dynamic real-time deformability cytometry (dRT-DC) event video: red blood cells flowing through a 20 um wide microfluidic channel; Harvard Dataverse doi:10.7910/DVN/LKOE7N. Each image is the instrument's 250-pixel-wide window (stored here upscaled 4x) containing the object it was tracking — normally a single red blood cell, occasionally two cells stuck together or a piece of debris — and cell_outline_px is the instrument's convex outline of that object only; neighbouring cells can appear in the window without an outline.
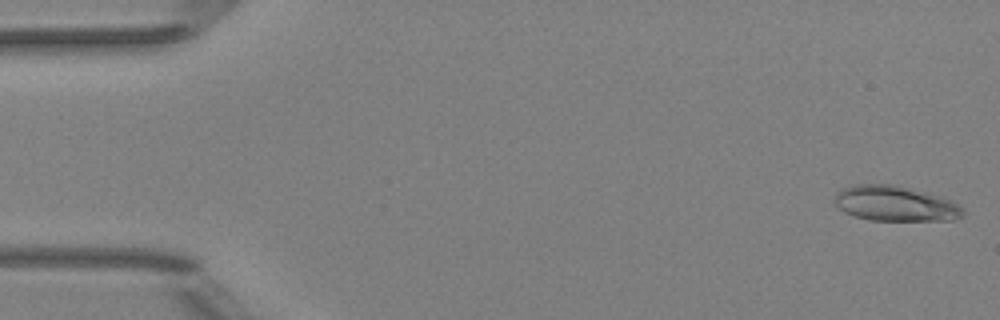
{"species": "Egyptian fruit bat (a non-hibernating species)", "species_latin": "Rousettus aegyptiacus", "temperature_condition": "room temperature", "stored_images_in_passage": 10, "camera_frame_rate_fps": 3000, "um_per_image_px": 0.085, "animal": {"sex": "female"}, "frame": {"image": 1, "passage_image": 1, "time_ms": 0.0, "image_size_px": [1000, 320], "cell_outline_px": [[964, 216], [952, 220], [868, 220], [844, 212], [832, 200], [836, 192], [840, 188], [856, 184], [896, 184], [928, 192], [940, 196], [964, 208]], "centroid_in_image_um": [76.07, 17.29], "position_along_channel_um": 8.9, "area_um2": 26.59}}